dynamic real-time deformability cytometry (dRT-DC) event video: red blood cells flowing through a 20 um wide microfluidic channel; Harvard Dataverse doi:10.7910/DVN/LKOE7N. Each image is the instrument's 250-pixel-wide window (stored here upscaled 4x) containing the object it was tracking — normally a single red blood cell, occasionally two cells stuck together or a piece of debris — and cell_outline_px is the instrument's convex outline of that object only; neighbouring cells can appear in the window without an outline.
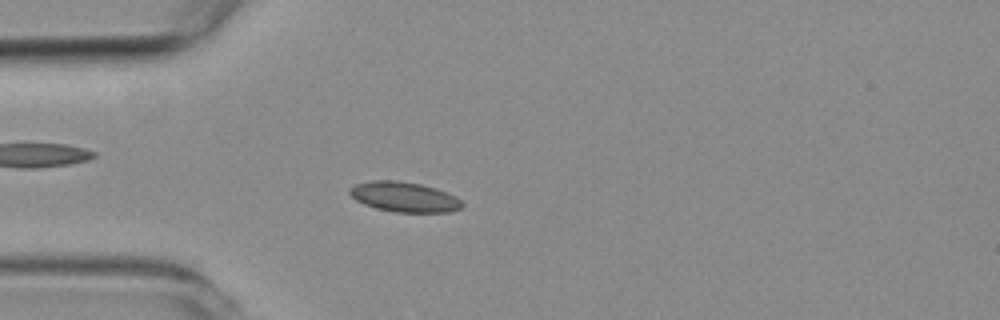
{"species": "common noctule bat (a hibernating species)", "species_latin": "Nyctalus noctula", "temperature_condition": "room temperature", "stored_images_in_passage": 3, "camera_frame_rate_fps": 3000, "um_per_image_px": 0.085, "animal": {"sex": "female", "body_mass_g": 19.3, "forearm_length_mm": 54.1}, "frame": {"image": 1, "passage_image": 3, "time_ms": 2.333, "image_size_px": [1000, 320], "cell_outline_px": [[464, 204], [460, 208], [448, 212], [396, 212], [376, 208], [364, 204], [356, 200], [348, 192], [348, 188], [356, 184], [372, 180], [396, 180], [420, 184], [436, 188], [456, 196]], "centroid_in_image_um": [34.34, 16.73], "position_along_channel_um": 50.7, "area_um2": 19.65}}